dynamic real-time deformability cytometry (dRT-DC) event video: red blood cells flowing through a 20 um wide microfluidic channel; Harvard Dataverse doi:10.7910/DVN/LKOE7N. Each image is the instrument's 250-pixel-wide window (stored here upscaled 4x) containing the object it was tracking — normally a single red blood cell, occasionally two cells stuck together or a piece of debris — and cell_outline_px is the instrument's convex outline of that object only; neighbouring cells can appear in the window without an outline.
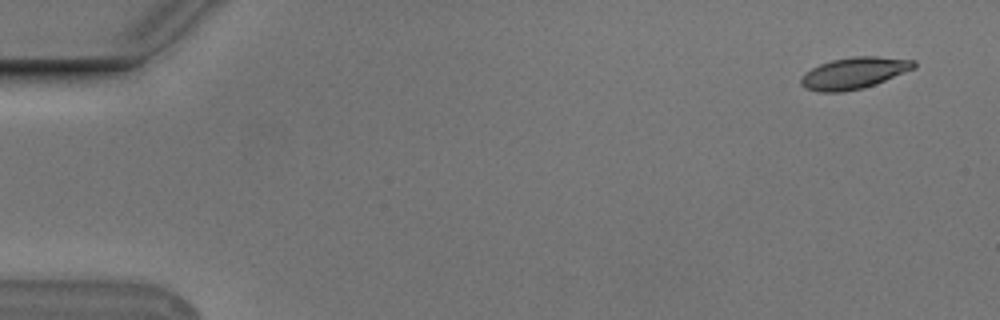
{"species": "Egyptian fruit bat (a non-hibernating species)", "species_latin": "Rousettus aegyptiacus", "temperature_condition": "cold", "stored_images_in_passage": 7, "camera_frame_rate_fps": 3000, "um_per_image_px": 0.085, "animal": {"sex": "male"}, "frame": {"image": 1, "passage_image": 1, "time_ms": 0.0, "image_size_px": [1000, 320], "cell_outline_px": [[916, 68], [884, 80], [860, 88], [844, 92], [820, 92], [804, 88], [800, 84], [800, 80], [804, 72], [820, 64], [832, 60], [852, 56], [876, 56], [916, 60]], "centroid_in_image_um": [72.57, 6.2], "position_along_channel_um": 12.4, "area_um2": 20.63}}